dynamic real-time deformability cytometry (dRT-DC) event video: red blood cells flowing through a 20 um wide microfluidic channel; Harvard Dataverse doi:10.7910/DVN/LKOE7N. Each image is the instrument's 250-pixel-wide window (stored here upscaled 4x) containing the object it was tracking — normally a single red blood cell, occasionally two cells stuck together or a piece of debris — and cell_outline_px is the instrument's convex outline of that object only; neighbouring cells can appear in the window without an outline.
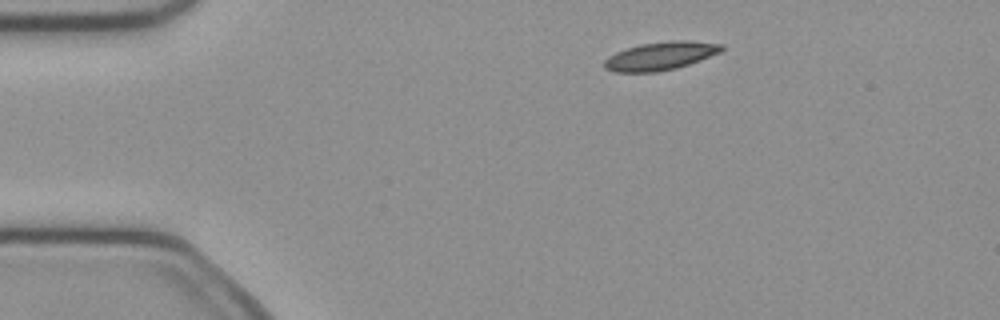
{"species": "common noctule bat (a hibernating species)", "species_latin": "Nyctalus noctula", "temperature_condition": "cold", "stored_images_in_passage": 44, "camera_frame_rate_fps": 3000, "um_per_image_px": 0.085, "animal": {"sex": "female", "body_mass_g": 21.9}, "frame": {"image": 1, "passage_image": 1, "time_ms": 0.0, "image_size_px": [1000, 320], "cell_outline_px": [[724, 48], [720, 52], [700, 60], [676, 68], [656, 72], [616, 72], [604, 68], [604, 60], [608, 56], [616, 52], [640, 44], [676, 40], [688, 40], [724, 44]], "centroid_in_image_um": [56.14, 4.75], "position_along_channel_um": 28.9, "area_um2": 19.19}}
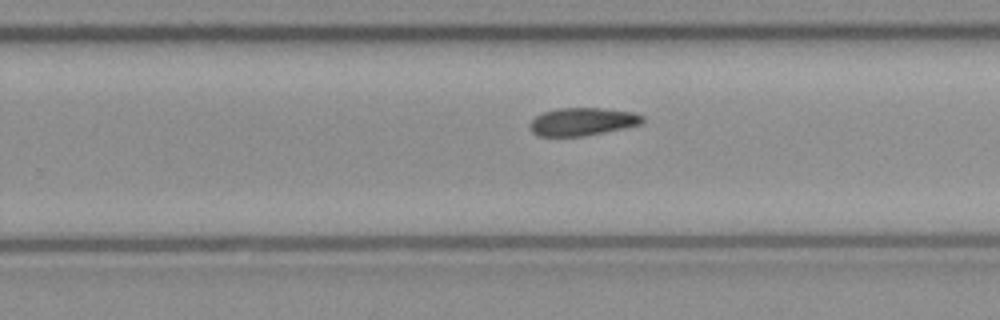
{"frame": {"image": 2, "passage_image": 24, "time_ms": 7.667, "image_size_px": [1000, 320], "cell_outline_px": [[644, 120], [640, 124], [624, 128], [584, 136], [536, 136], [528, 128], [528, 124], [536, 116], [544, 112], [556, 108], [604, 108], [632, 112], [644, 116]], "centroid_in_image_um": [49.47, 10.34], "position_along_channel_um": 280.3, "area_um2": 18.38}}
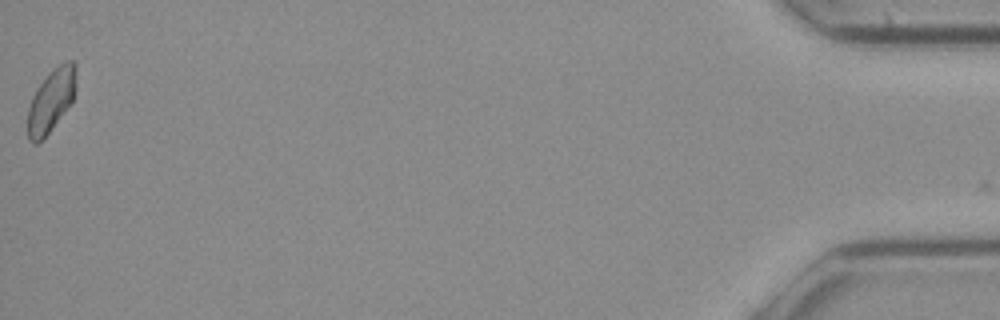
{"frame": {"image": 3, "passage_image": 43, "time_ms": 14.0, "image_size_px": [1000, 320], "cell_outline_px": [[76, 88], [72, 100], [44, 140], [36, 144], [32, 144], [28, 140], [28, 108], [32, 96], [48, 72], [60, 64], [68, 60], [76, 60]], "centroid_in_image_um": [4.35, 8.54], "position_along_channel_um": 430.9, "area_um2": 17.86}}